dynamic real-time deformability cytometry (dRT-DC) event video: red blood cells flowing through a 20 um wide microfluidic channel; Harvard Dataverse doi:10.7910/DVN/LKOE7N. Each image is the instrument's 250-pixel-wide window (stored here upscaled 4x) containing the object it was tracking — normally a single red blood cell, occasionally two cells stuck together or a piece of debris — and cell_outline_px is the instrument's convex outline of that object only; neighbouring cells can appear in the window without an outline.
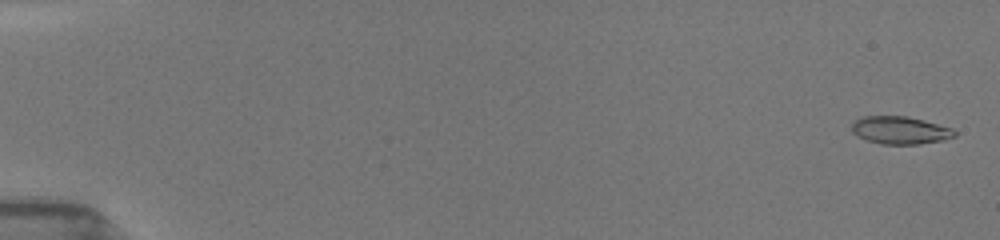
{"species": "common noctule bat (a hibernating species)", "species_latin": "Nyctalus noctula", "temperature_condition": "room temperature", "stored_images_in_passage": 34, "camera_frame_rate_fps": 3000, "um_per_image_px": 0.085, "animal": {"sex": "female", "body_mass_g": 19.5, "forearm_length_mm": 54.1}, "frame": {"image": 1, "passage_image": 1, "time_ms": 0.0, "image_size_px": [1000, 240], "cell_outline_px": [[956, 136], [944, 140], [920, 144], [880, 144], [856, 136], [852, 132], [852, 120], [864, 116], [908, 116], [924, 120], [952, 128], [956, 132]], "centroid_in_image_um": [76.5, 11.07], "position_along_channel_um": 8.5, "area_um2": 16.76}}
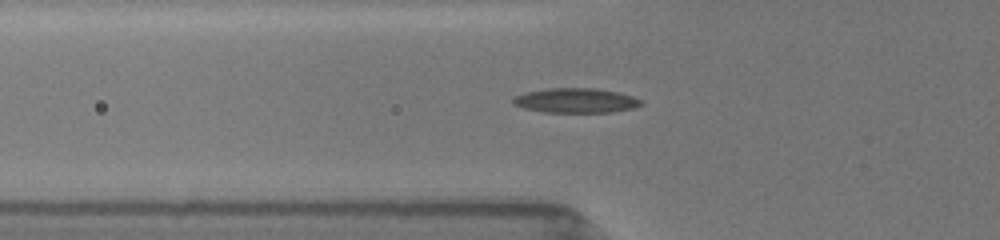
{"frame": {"image": 2, "passage_image": 26, "time_ms": 6.0, "image_size_px": [1000, 240], "cell_outline_px": [[644, 104], [632, 108], [612, 112], [544, 112], [524, 108], [512, 104], [512, 96], [524, 92], [548, 88], [596, 88], [620, 92], [632, 96], [640, 100]], "centroid_in_image_um": [48.9, 8.53], "position_along_channel_um": 76.9, "area_um2": 18.55}}
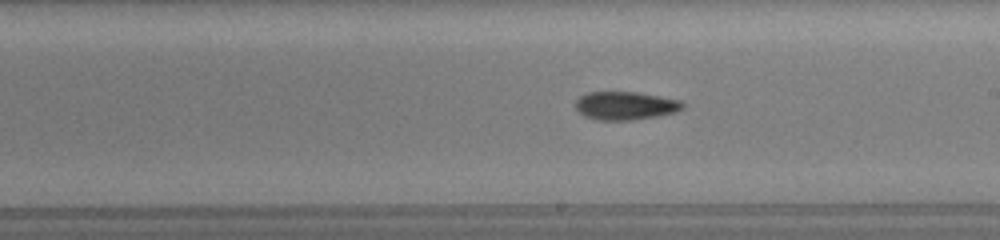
{"frame": {"image": 3, "passage_image": 33, "time_ms": 10.0, "image_size_px": [1000, 240], "cell_outline_px": [[684, 108], [676, 112], [656, 116], [632, 120], [596, 120], [584, 116], [576, 112], [576, 100], [580, 96], [588, 92], [636, 92], [660, 96], [680, 100], [684, 104]], "centroid_in_image_um": [53.14, 8.99], "position_along_channel_um": 235.9, "area_um2": 17.74}}